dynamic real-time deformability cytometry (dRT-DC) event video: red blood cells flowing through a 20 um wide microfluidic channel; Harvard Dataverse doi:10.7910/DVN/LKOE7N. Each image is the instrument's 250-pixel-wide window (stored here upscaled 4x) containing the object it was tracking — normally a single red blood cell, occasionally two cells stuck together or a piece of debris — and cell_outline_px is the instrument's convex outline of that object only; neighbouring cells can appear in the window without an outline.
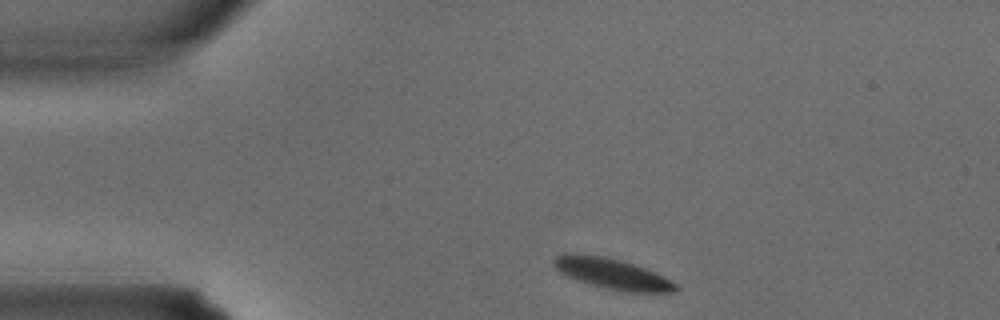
{"species": "common noctule bat (a hibernating species)", "species_latin": "Nyctalus noctula", "temperature_condition": "warm", "stored_images_in_passage": 2, "camera_frame_rate_fps": 3000, "um_per_image_px": 0.085, "animal": {"sex": "male", "body_mass_g": 15.6}, "frame": {"image": 1, "passage_image": 1, "time_ms": 0.0, "image_size_px": [1000, 320], "cell_outline_px": [[680, 288], [676, 292], [624, 292], [604, 288], [568, 276], [560, 272], [552, 264], [552, 260], [556, 256], [564, 252], [572, 252], [604, 256], [620, 260], [644, 268], [676, 284]], "centroid_in_image_um": [51.97, 23.25], "position_along_channel_um": 33.0, "area_um2": 21.56}}